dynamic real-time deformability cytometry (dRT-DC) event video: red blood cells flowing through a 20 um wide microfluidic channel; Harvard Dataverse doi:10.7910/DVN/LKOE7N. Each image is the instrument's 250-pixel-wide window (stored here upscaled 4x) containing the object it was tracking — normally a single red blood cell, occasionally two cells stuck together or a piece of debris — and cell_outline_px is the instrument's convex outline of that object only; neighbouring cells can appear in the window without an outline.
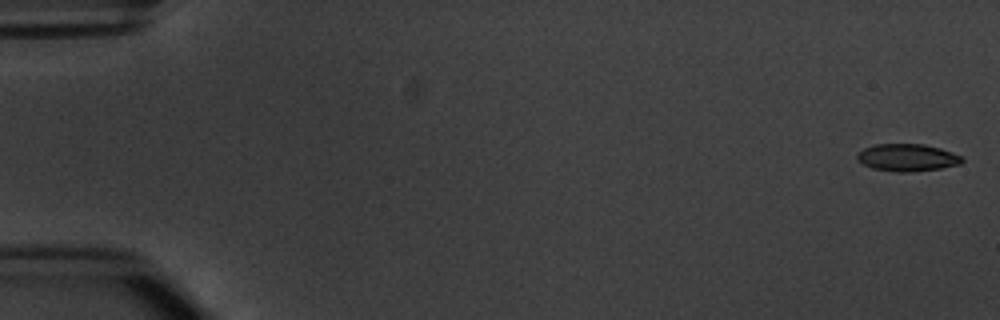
{"species": "common noctule bat (a hibernating species)", "species_latin": "Nyctalus noctula", "temperature_condition": "warm", "stored_images_in_passage": 5, "camera_frame_rate_fps": 3000, "um_per_image_px": 0.085, "animal": {"sex": "male", "body_mass_g": 20.1, "forearm_length_mm": 53.5}, "frame": {"image": 1, "passage_image": 1, "time_ms": 0.0, "image_size_px": [1000, 320], "cell_outline_px": [[964, 160], [960, 164], [940, 168], [912, 172], [896, 172], [872, 168], [856, 160], [856, 156], [864, 148], [876, 144], [924, 144], [940, 148], [952, 152], [960, 156]], "centroid_in_image_um": [77.11, 13.39], "position_along_channel_um": 7.9, "area_um2": 16.65}}
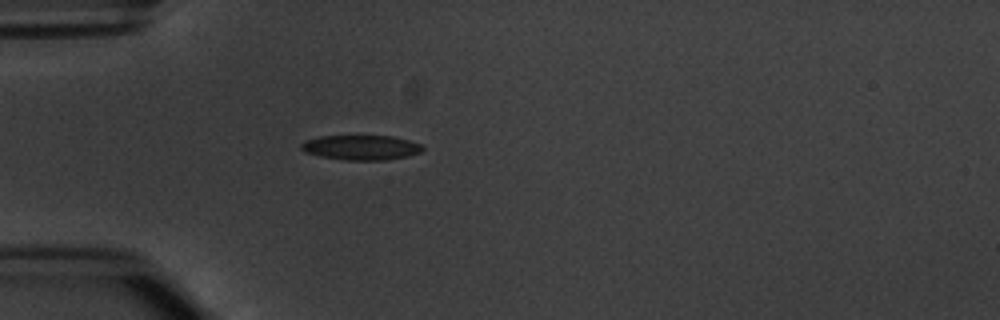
{"frame": {"image": 2, "passage_image": 5, "time_ms": 5.0, "image_size_px": [1000, 320], "cell_outline_px": [[424, 148], [420, 152], [408, 156], [384, 160], [344, 160], [320, 156], [304, 152], [300, 148], [300, 144], [308, 140], [320, 136], [392, 136], [408, 140], [420, 144]], "centroid_in_image_um": [30.68, 12.54], "position_along_channel_um": 54.3, "area_um2": 17.46}}